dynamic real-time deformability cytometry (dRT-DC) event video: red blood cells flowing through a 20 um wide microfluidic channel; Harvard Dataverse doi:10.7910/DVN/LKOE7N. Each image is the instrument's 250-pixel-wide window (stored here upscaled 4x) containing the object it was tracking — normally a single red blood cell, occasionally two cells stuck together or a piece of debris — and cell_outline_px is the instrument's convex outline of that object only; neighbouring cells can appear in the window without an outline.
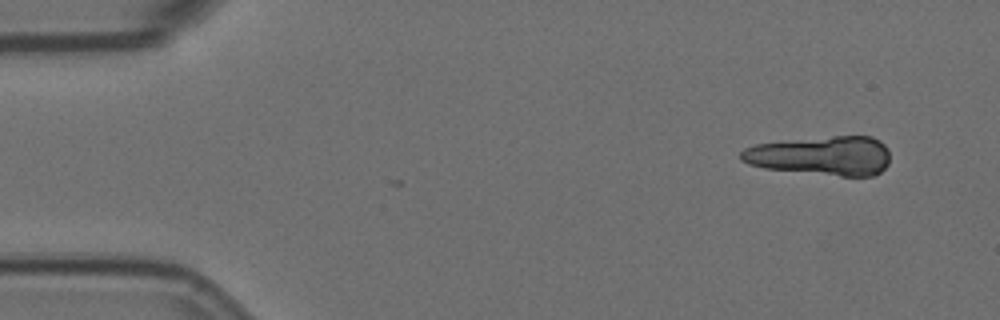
{"species": "Egyptian fruit bat (a non-hibernating species)", "species_latin": "Rousettus aegyptiacus", "temperature_condition": "room temperature", "stored_images_in_passage": 5, "segment_of_instrument_passage": [1, 2], "camera_frame_rate_fps": 3000, "um_per_image_px": 0.085, "animal": {"sex": "female"}, "frame": {"image": 1, "passage_image": 1, "time_ms": 0.0, "image_size_px": [1000, 320], "cell_outline_px": [[888, 164], [880, 172], [872, 176], [840, 176], [764, 168], [748, 164], [740, 160], [740, 152], [744, 148], [756, 144], [832, 136], [872, 136], [880, 140], [888, 148]], "centroid_in_image_um": [69.83, 13.24], "position_along_channel_um": 15.2, "area_um2": 33.99}}